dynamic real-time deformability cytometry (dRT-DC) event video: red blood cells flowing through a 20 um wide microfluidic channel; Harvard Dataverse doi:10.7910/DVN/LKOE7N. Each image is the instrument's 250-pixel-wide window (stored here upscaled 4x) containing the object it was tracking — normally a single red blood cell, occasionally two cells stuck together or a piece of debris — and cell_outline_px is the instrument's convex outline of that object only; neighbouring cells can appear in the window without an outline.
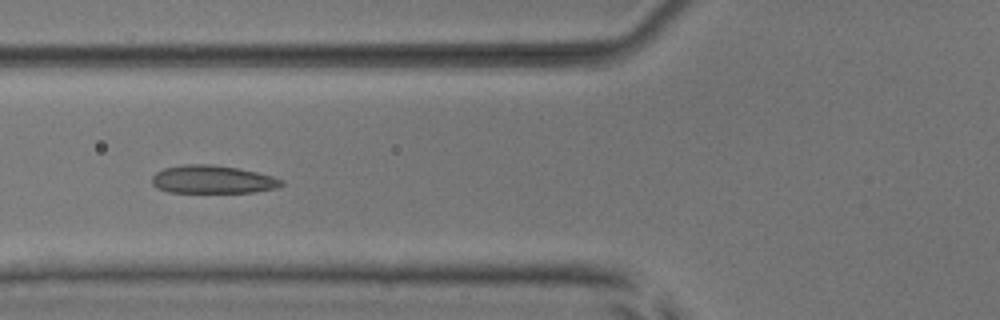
{"species": "common noctule bat (a hibernating species)", "species_latin": "Nyctalus noctula", "temperature_condition": "room temperature", "stored_images_in_passage": 8, "camera_frame_rate_fps": 3000, "um_per_image_px": 0.085, "animal": {"sex": "male", "body_mass_g": 17.9, "forearm_length_mm": 54.2}, "frame": {"image": 1, "passage_image": 5, "time_ms": 4.667, "image_size_px": [1000, 320], "cell_outline_px": [[284, 184], [280, 188], [252, 192], [168, 192], [156, 188], [152, 184], [152, 176], [156, 172], [164, 168], [184, 164], [212, 164], [236, 168], [256, 172], [272, 176], [284, 180]], "centroid_in_image_um": [18.07, 15.26], "position_along_channel_um": 107.7, "area_um2": 21.27}}
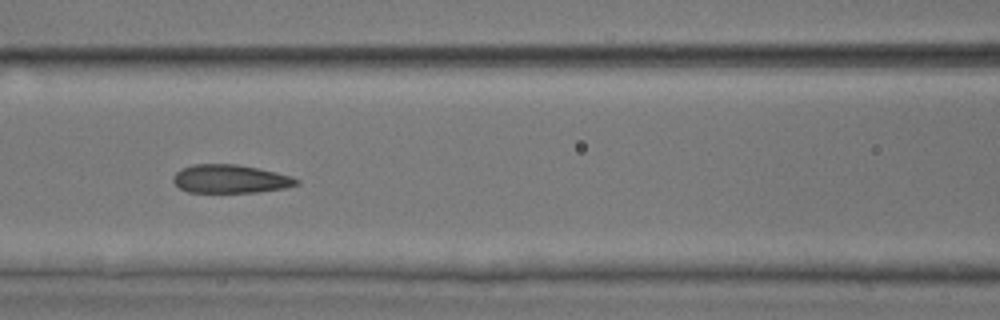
{"frame": {"image": 2, "passage_image": 6, "time_ms": 5.667, "image_size_px": [1000, 320], "cell_outline_px": [[300, 184], [284, 188], [256, 192], [188, 192], [180, 188], [172, 180], [176, 172], [180, 168], [192, 164], [236, 164], [276, 172], [292, 176], [300, 180]], "centroid_in_image_um": [19.58, 15.2], "position_along_channel_um": 147.0, "area_um2": 20.4}}